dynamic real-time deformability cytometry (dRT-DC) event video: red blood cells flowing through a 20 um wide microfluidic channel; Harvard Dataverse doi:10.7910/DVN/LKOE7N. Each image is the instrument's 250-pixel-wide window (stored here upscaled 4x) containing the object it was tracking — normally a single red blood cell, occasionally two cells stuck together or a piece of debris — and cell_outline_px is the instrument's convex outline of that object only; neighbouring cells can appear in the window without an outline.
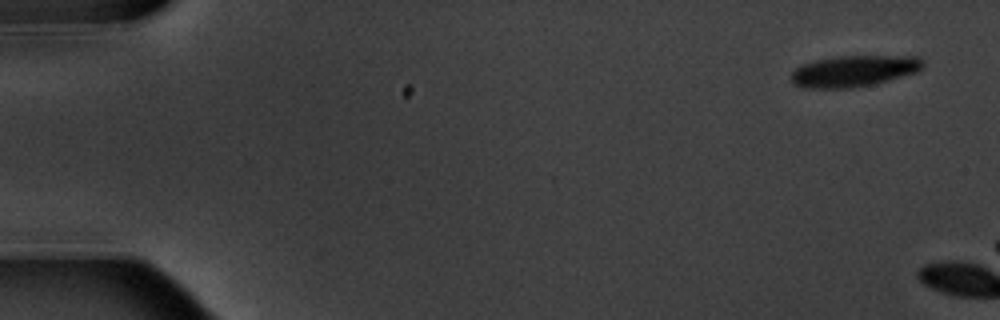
{"species": "common noctule bat (a hibernating species)", "species_latin": "Nyctalus noctula", "temperature_condition": "warm", "stored_images_in_passage": 2, "camera_frame_rate_fps": 3000, "um_per_image_px": 0.085, "animal": {"sex": "male", "body_mass_g": 20.1, "forearm_length_mm": 53.5}, "frame": {"image": 1, "passage_image": 1, "time_ms": 0.0, "image_size_px": [1000, 320], "cell_outline_px": [[924, 64], [920, 72], [872, 84], [852, 88], [804, 88], [796, 84], [792, 80], [792, 72], [800, 64], [816, 60], [836, 56], [916, 56], [924, 60]], "centroid_in_image_um": [72.62, 6.03], "position_along_channel_um": 12.4, "area_um2": 24.1}}